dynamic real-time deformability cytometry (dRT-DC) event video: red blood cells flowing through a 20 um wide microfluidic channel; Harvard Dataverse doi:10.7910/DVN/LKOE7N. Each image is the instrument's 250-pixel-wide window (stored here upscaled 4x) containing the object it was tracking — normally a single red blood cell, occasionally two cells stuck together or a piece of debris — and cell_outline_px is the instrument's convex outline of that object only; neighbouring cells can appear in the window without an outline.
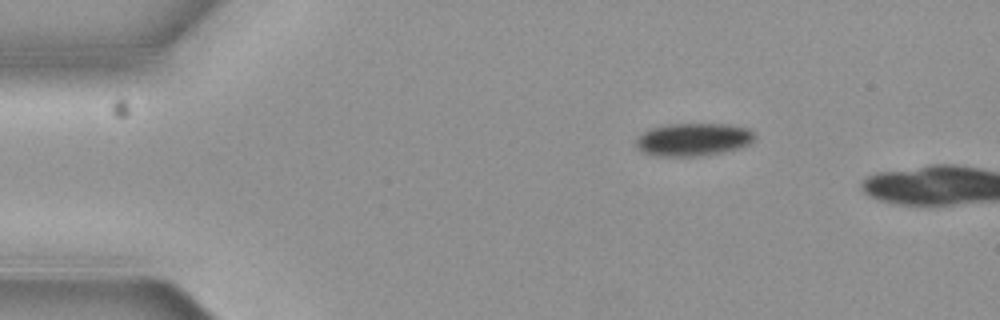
{"species": "common noctule bat (a hibernating species)", "species_latin": "Nyctalus noctula", "temperature_condition": "cold", "stored_images_in_passage": 2, "camera_frame_rate_fps": 3000, "um_per_image_px": 0.085, "animal": {"sex": "female", "body_mass_g": 19.3, "forearm_length_mm": 54.1}, "frame": {"image": 1, "passage_image": 1, "time_ms": 0.0, "image_size_px": [1000, 320], "cell_outline_px": [[756, 136], [748, 144], [736, 148], [720, 152], [700, 156], [656, 156], [644, 152], [636, 144], [636, 140], [644, 132], [652, 128], [668, 124], [728, 124], [748, 128]], "centroid_in_image_um": [58.93, 11.85], "position_along_channel_um": 26.1, "area_um2": 22.31}}